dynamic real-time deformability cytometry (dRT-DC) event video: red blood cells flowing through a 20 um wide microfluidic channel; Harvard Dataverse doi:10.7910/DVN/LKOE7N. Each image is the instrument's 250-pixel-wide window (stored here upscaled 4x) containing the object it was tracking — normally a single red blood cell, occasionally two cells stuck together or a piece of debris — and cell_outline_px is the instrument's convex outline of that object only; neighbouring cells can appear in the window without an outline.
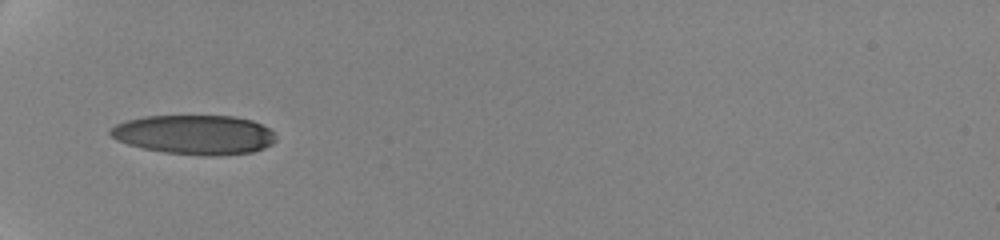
{"species": "human", "species_latin": "Homo sapiens", "temperature_condition": "cold", "stored_images_in_passage": 21, "camera_frame_rate_fps": 3000, "um_per_image_px": 0.085, "donor": {"sex": "female"}, "frame": {"image": 1, "passage_image": 1, "time_ms": 0.0, "image_size_px": [1000, 240], "cell_outline_px": [[276, 140], [272, 144], [264, 148], [252, 152], [216, 156], [204, 156], [164, 152], [144, 148], [128, 144], [116, 140], [108, 132], [108, 128], [116, 124], [128, 120], [144, 116], [236, 116], [252, 120], [268, 128], [276, 136]], "centroid_in_image_um": [16.53, 11.45], "position_along_channel_um": 68.5, "area_um2": 38.15}}
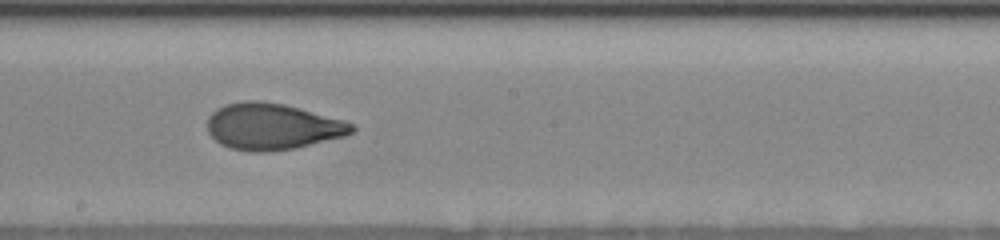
{"frame": {"image": 2, "passage_image": 13, "time_ms": 4.667, "image_size_px": [1000, 240], "cell_outline_px": [[356, 128], [352, 132], [344, 136], [296, 148], [264, 152], [248, 152], [228, 148], [220, 144], [208, 132], [208, 116], [216, 108], [228, 104], [244, 100], [260, 100], [284, 104], [300, 108], [344, 120], [352, 124]], "centroid_in_image_um": [23.12, 10.75], "position_along_channel_um": 225.1, "area_um2": 39.19}}
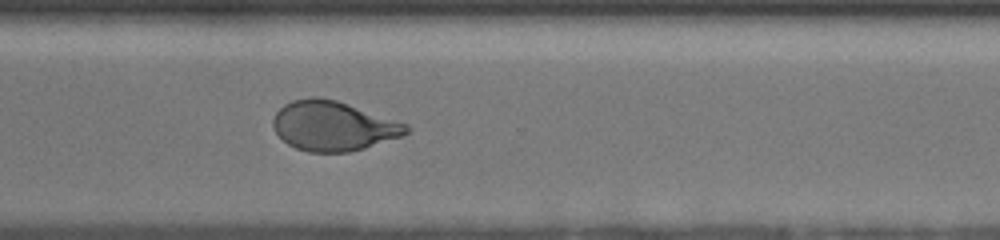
{"frame": {"image": 3, "passage_image": 21, "time_ms": 8.0, "image_size_px": [1000, 240], "cell_outline_px": [[412, 128], [404, 136], [364, 148], [348, 152], [308, 152], [296, 148], [288, 144], [276, 132], [272, 124], [272, 120], [276, 112], [284, 104], [292, 100], [312, 96], [316, 96], [336, 100], [408, 124]], "centroid_in_image_um": [28.34, 10.7], "position_along_channel_um": 342.3, "area_um2": 38.55}}